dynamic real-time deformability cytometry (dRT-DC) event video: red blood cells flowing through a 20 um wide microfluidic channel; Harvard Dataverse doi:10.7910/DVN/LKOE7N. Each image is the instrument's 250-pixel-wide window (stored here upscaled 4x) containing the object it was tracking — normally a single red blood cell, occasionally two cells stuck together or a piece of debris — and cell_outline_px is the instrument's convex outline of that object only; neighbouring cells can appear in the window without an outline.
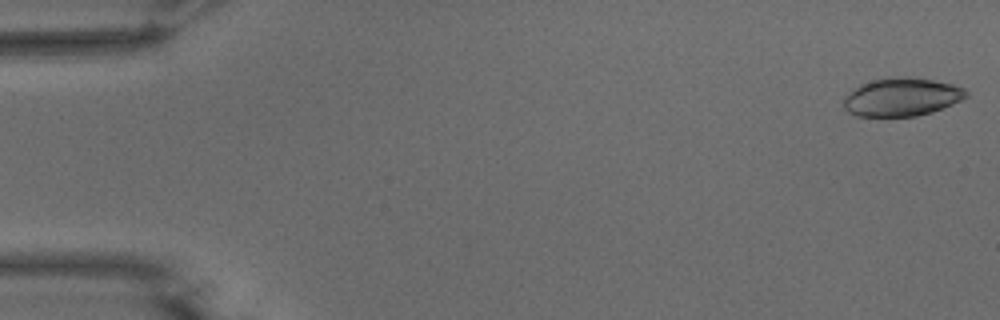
{"species": "common noctule bat (a hibernating species)", "species_latin": "Nyctalus noctula", "temperature_condition": "warm", "stored_images_in_passage": 54, "camera_frame_rate_fps": 3000, "um_per_image_px": 0.085, "animal": {"sex": "male", "body_mass_g": 15.6}, "frame": {"image": 1, "passage_image": 1, "time_ms": 0.0, "image_size_px": [1000, 320], "cell_outline_px": [[968, 96], [952, 104], [932, 112], [916, 116], [856, 116], [848, 112], [844, 108], [844, 96], [848, 92], [860, 84], [872, 80], [904, 76], [908, 76], [932, 80], [952, 84], [964, 88], [968, 92]], "centroid_in_image_um": [76.63, 8.25], "position_along_channel_um": 8.4, "area_um2": 27.28}}
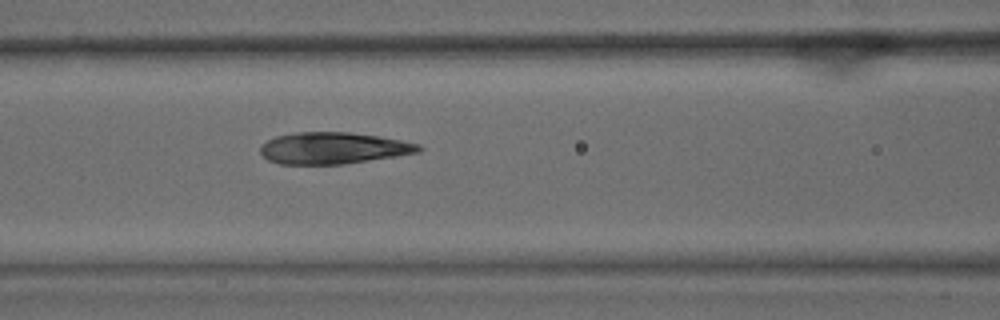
{"frame": {"image": 2, "passage_image": 23, "time_ms": 7.333, "image_size_px": [1000, 320], "cell_outline_px": [[424, 148], [420, 152], [396, 156], [344, 164], [280, 164], [268, 160], [260, 152], [260, 148], [268, 140], [276, 136], [296, 132], [348, 132], [376, 136], [400, 140], [420, 144]], "centroid_in_image_um": [28.34, 12.59], "position_along_channel_um": 138.3, "area_um2": 29.02}}
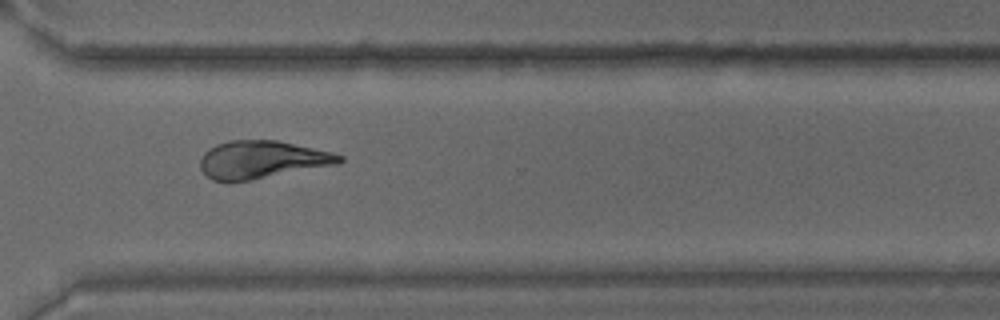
{"frame": {"image": 3, "passage_image": 40, "time_ms": 13.0, "image_size_px": [1000, 320], "cell_outline_px": [[344, 160], [340, 164], [228, 184], [212, 180], [200, 168], [200, 160], [204, 152], [208, 148], [216, 144], [228, 140], [276, 140], [332, 152], [344, 156]], "centroid_in_image_um": [22.24, 13.59], "position_along_channel_um": 348.4, "area_um2": 31.04}, "authors_computed_cell_mechanics": {"area_um2": 29.5936, "velocity_mm_per_s": 3.7128, "shape_relaxation_time_tau1_ms": 5.5861, "shape_relaxation_time_tau2_ms": 2.5482, "deformation_change_tau1": 0.1566, "deformation_change_tau2": 0.1043}}